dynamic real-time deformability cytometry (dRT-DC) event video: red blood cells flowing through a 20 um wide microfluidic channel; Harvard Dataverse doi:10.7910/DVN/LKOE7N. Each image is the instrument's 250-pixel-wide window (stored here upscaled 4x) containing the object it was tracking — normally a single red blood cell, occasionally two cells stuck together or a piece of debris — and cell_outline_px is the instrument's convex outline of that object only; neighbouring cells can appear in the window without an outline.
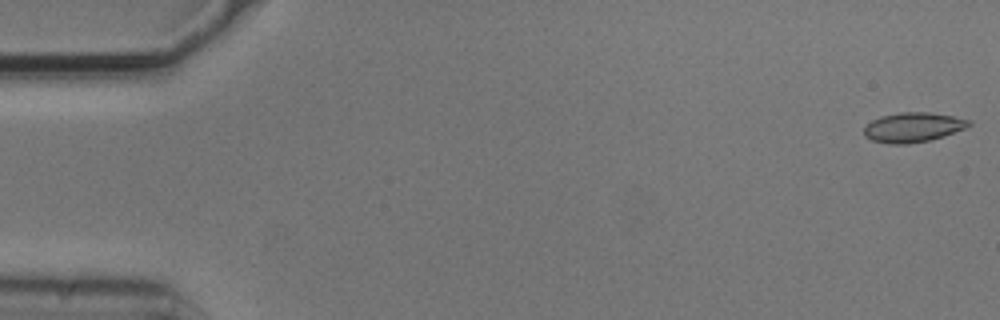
{"species": "common noctule bat (a hibernating species)", "species_latin": "Nyctalus noctula", "temperature_condition": "cold", "stored_images_in_passage": 55, "camera_frame_rate_fps": 3000, "um_per_image_px": 0.085, "animal": {"sex": "male", "body_mass_g": 20.5, "forearm_length_mm": 52.5}, "frame": {"image": 1, "passage_image": 1, "time_ms": 0.0, "image_size_px": [1000, 320], "cell_outline_px": [[972, 124], [968, 128], [944, 136], [928, 140], [908, 144], [888, 144], [872, 140], [864, 136], [864, 128], [872, 120], [880, 116], [900, 112], [928, 112], [952, 116], [972, 120]], "centroid_in_image_um": [77.63, 10.82], "position_along_channel_um": 7.4, "area_um2": 18.26}}
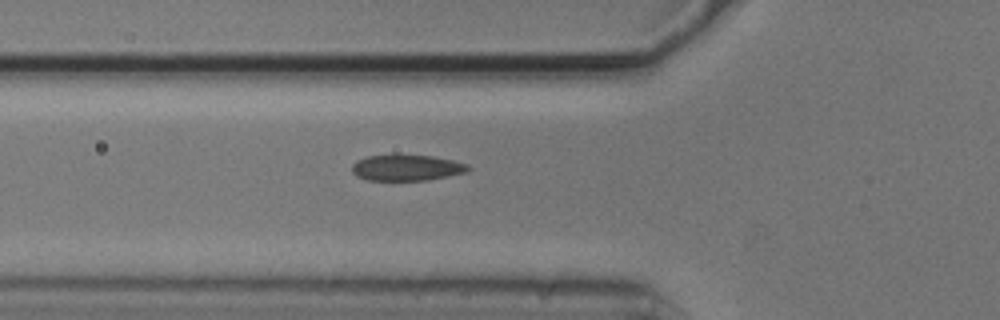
{"frame": {"image": 2, "passage_image": 19, "time_ms": 6.0, "image_size_px": [1000, 320], "cell_outline_px": [[472, 168], [468, 172], [428, 180], [368, 180], [356, 176], [352, 172], [352, 164], [356, 160], [368, 156], [432, 156], [452, 160], [468, 164]], "centroid_in_image_um": [34.59, 14.27], "position_along_channel_um": 91.2, "area_um2": 17.4}}
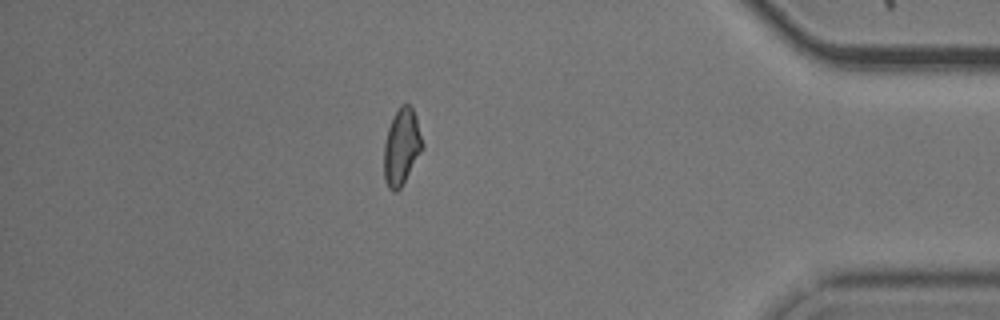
{"frame": {"image": 3, "passage_image": 47, "time_ms": 15.333, "image_size_px": [1000, 320], "cell_outline_px": [[424, 148], [400, 188], [396, 192], [392, 192], [388, 188], [384, 180], [384, 144], [388, 128], [400, 104], [408, 104], [412, 108], [416, 116], [424, 144]], "centroid_in_image_um": [34.14, 12.5], "position_along_channel_um": 401.1, "area_um2": 17.17}, "authors_computed_cell_mechanics": {"area_um2": 17.629, "velocity_mm_per_s": 3.7269, "shape_relaxation_time_tau1_ms": 5.6114, "shape_relaxation_time_tau2_ms": 1.327, "deformation_change_tau1": 0.1475, "deformation_change_tau2": 0.0807}}